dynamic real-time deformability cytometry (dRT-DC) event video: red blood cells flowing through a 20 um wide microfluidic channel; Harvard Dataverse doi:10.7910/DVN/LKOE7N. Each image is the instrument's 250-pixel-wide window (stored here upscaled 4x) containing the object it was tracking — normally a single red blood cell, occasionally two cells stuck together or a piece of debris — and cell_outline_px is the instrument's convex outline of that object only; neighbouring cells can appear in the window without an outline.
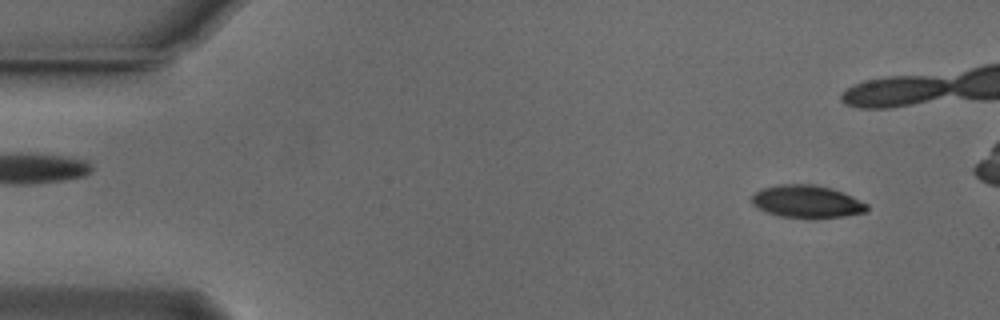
{"species": "Egyptian fruit bat (a non-hibernating species)", "species_latin": "Rousettus aegyptiacus", "temperature_condition": "cold", "stored_images_in_passage": 42, "camera_frame_rate_fps": 3000, "um_per_image_px": 0.085, "animal": {"sex": "male"}, "frame": {"image": 1, "passage_image": 4, "time_ms": 1.0, "image_size_px": [1000, 320], "cell_outline_px": [[868, 212], [844, 216], [812, 220], [780, 216], [768, 212], [752, 204], [752, 192], [760, 188], [776, 184], [816, 184], [832, 188], [852, 196], [868, 204]], "centroid_in_image_um": [68.59, 17.14], "position_along_channel_um": 16.4, "area_um2": 22.48}}
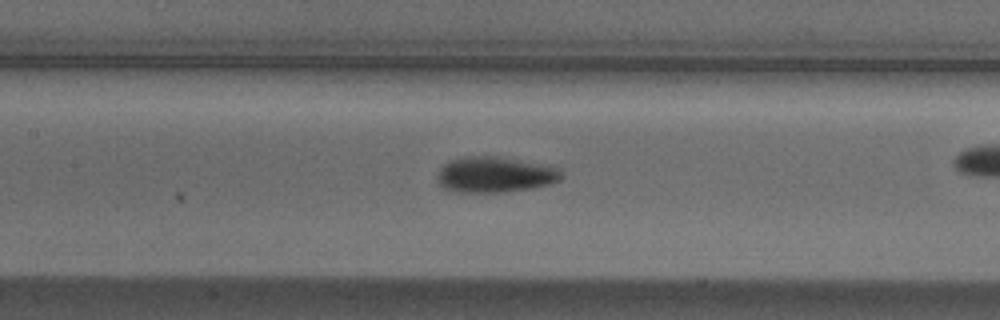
{"frame": {"image": 2, "passage_image": 24, "time_ms": 7.667, "image_size_px": [1000, 320], "cell_outline_px": [[560, 180], [548, 184], [532, 188], [504, 192], [456, 192], [444, 188], [436, 180], [436, 176], [440, 168], [444, 164], [452, 160], [464, 156], [496, 156], [560, 168]], "centroid_in_image_um": [42.01, 14.85], "position_along_channel_um": 165.4, "area_um2": 25.61}}
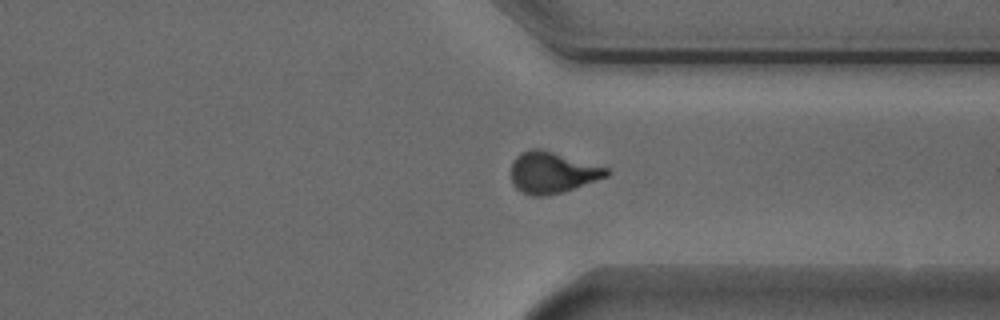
{"frame": {"image": 3, "passage_image": 40, "time_ms": 13.0, "image_size_px": [1000, 320], "cell_outline_px": [[612, 172], [608, 176], [564, 192], [544, 196], [532, 196], [520, 192], [512, 184], [512, 164], [516, 156], [520, 152], [532, 148], [536, 148], [552, 152], [608, 168]], "centroid_in_image_um": [46.93, 14.68], "position_along_channel_um": 364.5, "area_um2": 22.89}}